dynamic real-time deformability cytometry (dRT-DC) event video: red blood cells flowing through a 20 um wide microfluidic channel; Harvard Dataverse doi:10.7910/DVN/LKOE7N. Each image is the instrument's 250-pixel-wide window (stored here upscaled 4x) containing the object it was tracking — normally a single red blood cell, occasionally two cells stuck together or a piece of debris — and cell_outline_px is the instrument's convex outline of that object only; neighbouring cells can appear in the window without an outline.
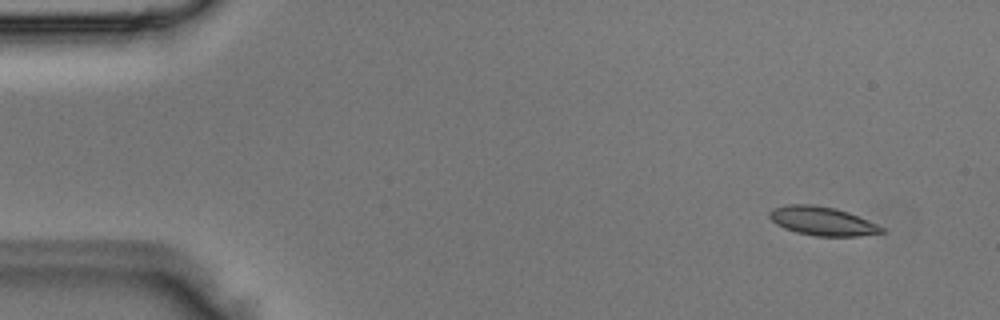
{"species": "Egyptian fruit bat (a non-hibernating species)", "species_latin": "Rousettus aegyptiacus", "temperature_condition": "room temperature", "stored_images_in_passage": 3, "camera_frame_rate_fps": 3000, "um_per_image_px": 0.085, "animal": {"sex": "male"}, "frame": {"image": 1, "passage_image": 1, "time_ms": 0.0, "image_size_px": [1000, 320], "cell_outline_px": [[884, 232], [860, 236], [816, 236], [796, 232], [784, 228], [776, 224], [768, 216], [768, 212], [772, 208], [788, 204], [812, 204], [836, 208], [848, 212], [868, 220], [884, 228]], "centroid_in_image_um": [69.86, 18.78], "position_along_channel_um": 15.1, "area_um2": 18.84}}